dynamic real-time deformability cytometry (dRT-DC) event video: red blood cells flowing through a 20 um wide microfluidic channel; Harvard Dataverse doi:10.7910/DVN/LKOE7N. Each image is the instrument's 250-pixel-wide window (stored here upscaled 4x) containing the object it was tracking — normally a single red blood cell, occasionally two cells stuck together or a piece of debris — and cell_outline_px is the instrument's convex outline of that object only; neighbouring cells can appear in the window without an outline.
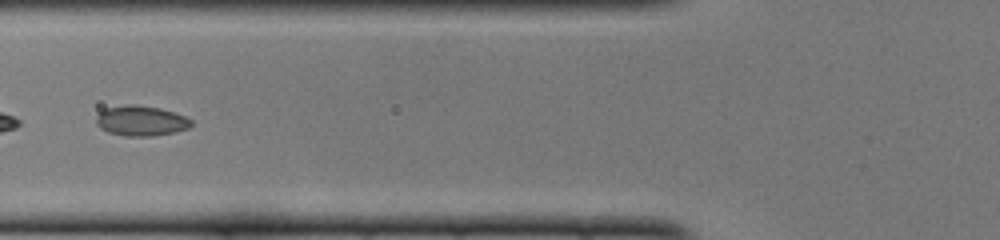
{"species": "common noctule bat (a hibernating species)", "species_latin": "Nyctalus noctula", "temperature_condition": "cold", "stored_images_in_passage": 40, "camera_frame_rate_fps": 3000, "um_per_image_px": 0.085, "animal": {"sex": "female", "body_mass_g": 22.0, "forearm_length_mm": 56.7}, "frame": {"image": 1, "passage_image": 12, "time_ms": 3.667, "image_size_px": [1000, 240], "cell_outline_px": [[192, 124], [188, 128], [176, 132], [152, 136], [124, 136], [108, 132], [100, 128], [96, 124], [96, 116], [104, 108], [124, 104], [136, 104], [160, 108], [184, 116], [192, 120]], "centroid_in_image_um": [11.95, 10.26], "position_along_channel_um": 113.8, "area_um2": 16.88}}
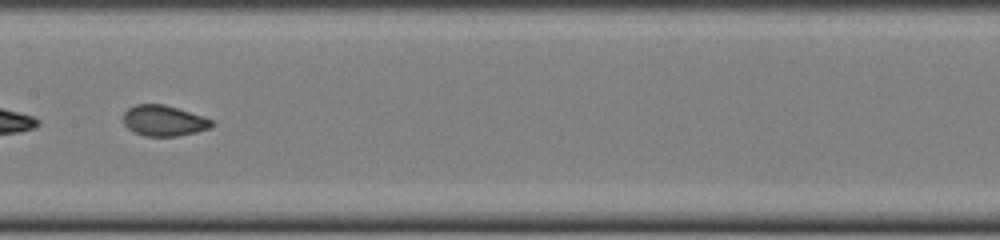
{"frame": {"image": 2, "passage_image": 18, "time_ms": 5.667, "image_size_px": [1000, 240], "cell_outline_px": [[216, 124], [212, 128], [196, 132], [176, 136], [144, 136], [128, 128], [124, 124], [124, 112], [128, 108], [136, 104], [164, 104], [212, 120]], "centroid_in_image_um": [13.93, 10.26], "position_along_channel_um": 193.5, "area_um2": 15.66}, "authors_computed_cell_mechanics": {"area_um2": 16.4152, "velocity_mm_per_s": 3.9955, "shape_relaxation_time_tau1_ms": 5.2506, "shape_relaxation_time_tau2_ms": 0.924, "deformation_change_tau1": 0.1043, "deformation_change_tau2": 0.0446}}